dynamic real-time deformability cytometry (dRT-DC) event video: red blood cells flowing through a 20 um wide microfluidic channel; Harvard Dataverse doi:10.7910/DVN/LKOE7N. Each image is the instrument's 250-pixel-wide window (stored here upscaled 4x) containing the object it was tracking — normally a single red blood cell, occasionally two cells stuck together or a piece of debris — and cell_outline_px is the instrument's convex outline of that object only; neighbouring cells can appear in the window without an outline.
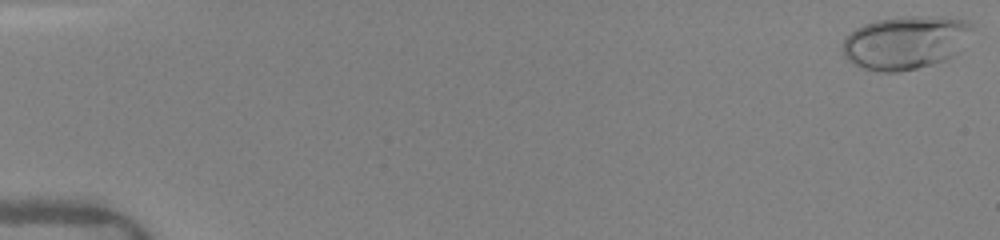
{"species": "human", "species_latin": "Homo sapiens", "temperature_condition": "warm", "stored_images_in_passage": 37, "camera_frame_rate_fps": 3000, "um_per_image_px": 0.085, "donor": {"sex": "female"}, "frame": {"image": 1, "passage_image": 1, "time_ms": 0.0, "image_size_px": [1000, 240], "cell_outline_px": [[972, 28], [956, 52], [952, 56], [944, 60], [916, 68], [896, 72], [880, 72], [864, 68], [852, 64], [840, 52], [840, 48], [844, 40], [856, 28], [864, 24], [876, 20], [908, 16], [940, 16], [968, 20], [972, 24]], "centroid_in_image_um": [76.9, 3.6], "position_along_channel_um": 8.1, "area_um2": 40.0}}
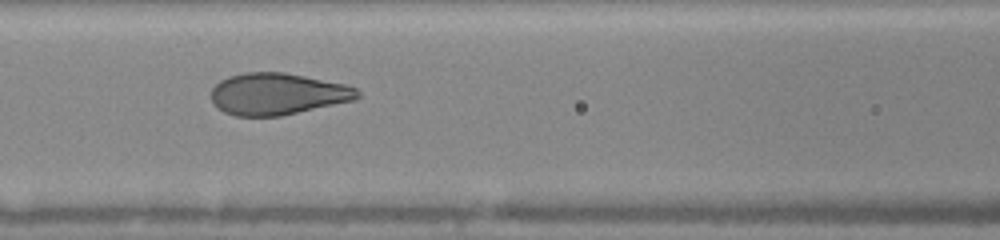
{"frame": {"image": 2, "passage_image": 18, "time_ms": 7.333, "image_size_px": [1000, 240], "cell_outline_px": [[360, 96], [356, 100], [280, 116], [236, 116], [224, 112], [212, 100], [212, 88], [220, 80], [228, 76], [244, 72], [284, 72], [348, 84], [356, 88], [360, 92]], "centroid_in_image_um": [23.63, 7.97], "position_along_channel_um": 143.0, "area_um2": 35.72}}
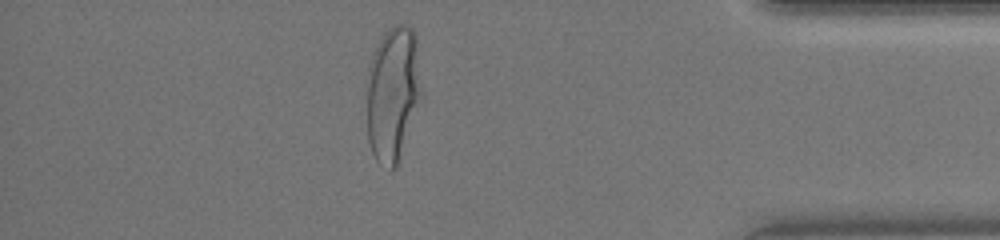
{"frame": {"image": 3, "passage_image": 33, "time_ms": 14.333, "image_size_px": [1000, 240], "cell_outline_px": [[420, 92], [396, 168], [392, 172], [380, 164], [376, 160], [372, 152], [368, 140], [368, 68], [372, 56], [384, 32], [392, 24], [408, 24], [412, 28], [416, 36], [420, 88]], "centroid_in_image_um": [33.35, 7.91], "position_along_channel_um": 401.8, "area_um2": 41.96}, "authors_computed_cell_mechanics": {"area_um2": 36.5296, "velocity_mm_per_s": 4.1349, "shape_relaxation_time_tau1_ms": 4.3697, "shape_relaxation_time_tau2_ms": null, "deformation_change_tau1": 0.2027, "deformation_change_tau2": null}}